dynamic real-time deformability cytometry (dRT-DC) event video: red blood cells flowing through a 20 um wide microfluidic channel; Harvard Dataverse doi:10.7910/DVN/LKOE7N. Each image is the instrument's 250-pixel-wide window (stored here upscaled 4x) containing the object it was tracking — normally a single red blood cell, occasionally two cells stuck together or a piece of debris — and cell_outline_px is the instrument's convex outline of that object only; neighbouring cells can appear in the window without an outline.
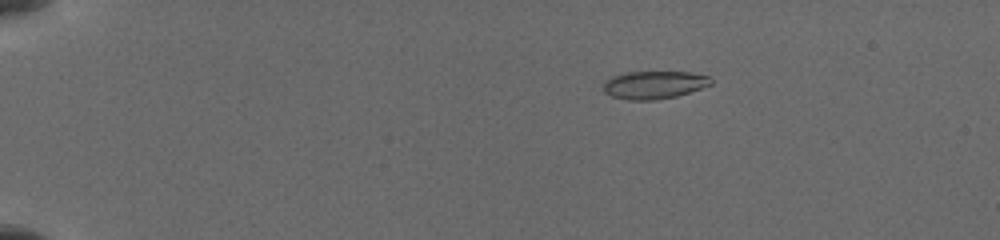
{"species": "common noctule bat (a hibernating species)", "species_latin": "Nyctalus noctula", "temperature_condition": "cold", "stored_images_in_passage": 33, "camera_frame_rate_fps": 3000, "um_per_image_px": 0.085, "animal": {"sex": "female", "body_mass_g": 19.5, "forearm_length_mm": 54.1}, "frame": {"image": 1, "passage_image": 8, "time_ms": 3.667, "image_size_px": [1000, 240], "cell_outline_px": [[712, 84], [676, 96], [656, 100], [628, 100], [612, 96], [604, 92], [604, 80], [612, 76], [628, 72], [688, 72], [708, 76], [712, 80]], "centroid_in_image_um": [55.57, 7.21], "position_along_channel_um": 29.4, "area_um2": 17.34}}
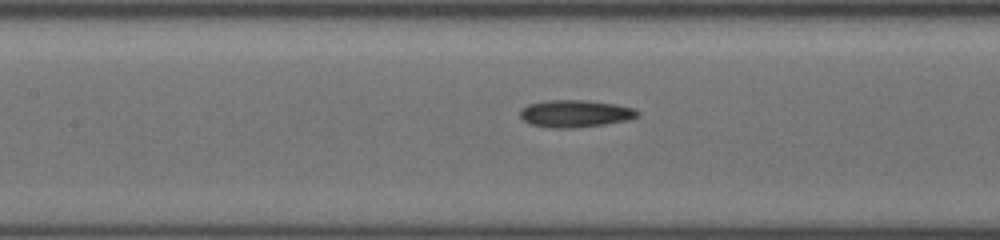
{"frame": {"image": 2, "passage_image": 22, "time_ms": 9.333, "image_size_px": [1000, 240], "cell_outline_px": [[640, 116], [628, 120], [604, 124], [568, 128], [556, 128], [532, 124], [524, 120], [520, 116], [520, 108], [528, 104], [544, 100], [588, 100], [616, 104], [636, 108], [640, 112]], "centroid_in_image_um": [48.93, 9.63], "position_along_channel_um": 158.5, "area_um2": 18.73}}
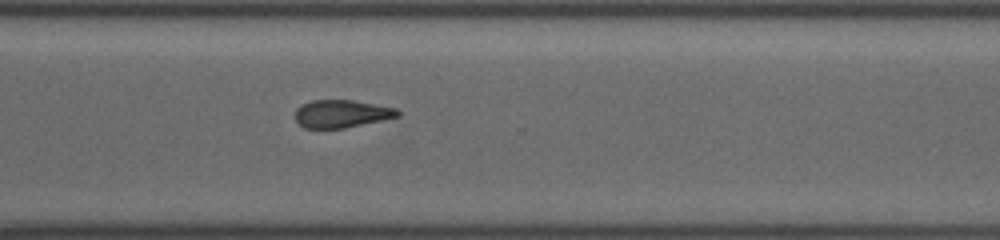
{"frame": {"image": 3, "passage_image": 33, "time_ms": 14.0, "image_size_px": [1000, 240], "cell_outline_px": [[400, 116], [344, 128], [304, 128], [296, 120], [296, 108], [300, 104], [312, 100], [352, 100], [396, 108], [400, 112]], "centroid_in_image_um": [29.01, 9.66], "position_along_channel_um": 341.6, "area_um2": 16.47}}